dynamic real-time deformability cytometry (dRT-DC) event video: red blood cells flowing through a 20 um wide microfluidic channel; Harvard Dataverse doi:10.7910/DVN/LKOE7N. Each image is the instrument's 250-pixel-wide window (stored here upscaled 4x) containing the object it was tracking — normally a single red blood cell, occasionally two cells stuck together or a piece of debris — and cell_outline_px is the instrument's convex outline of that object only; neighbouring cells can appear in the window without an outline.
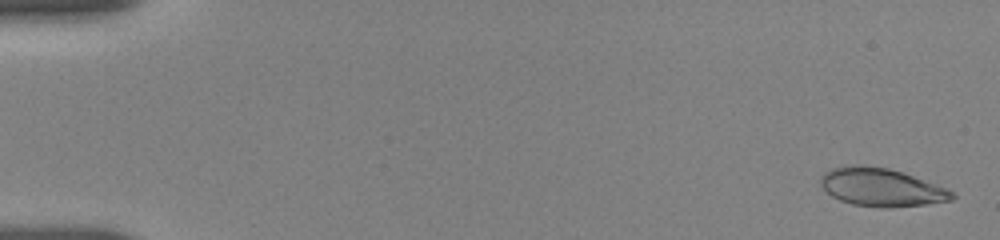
{"species": "human", "species_latin": "Homo sapiens", "temperature_condition": "room temperature", "stored_images_in_passage": 55, "camera_frame_rate_fps": 3000, "um_per_image_px": 0.085, "donor": {"sex": "female"}, "frame": {"image": 1, "passage_image": 2, "time_ms": 0.333, "image_size_px": [1000, 240], "cell_outline_px": [[956, 196], [952, 200], [924, 204], [888, 208], [880, 208], [852, 204], [840, 200], [832, 196], [820, 184], [820, 176], [824, 172], [832, 168], [888, 168], [912, 176], [944, 188], [952, 192]], "centroid_in_image_um": [74.91, 15.97], "position_along_channel_um": 10.1, "area_um2": 27.98}}
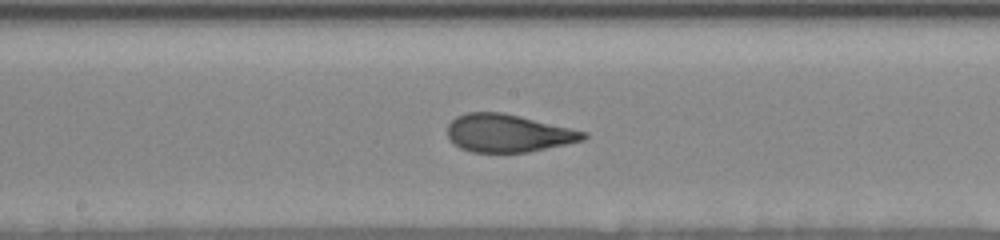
{"frame": {"image": 2, "passage_image": 30, "time_ms": 9.667, "image_size_px": [1000, 240], "cell_outline_px": [[588, 136], [584, 140], [528, 152], [472, 152], [460, 148], [448, 136], [448, 124], [456, 116], [468, 112], [504, 112], [588, 132]], "centroid_in_image_um": [43.2, 11.31], "position_along_channel_um": 205.0, "area_um2": 29.88}}
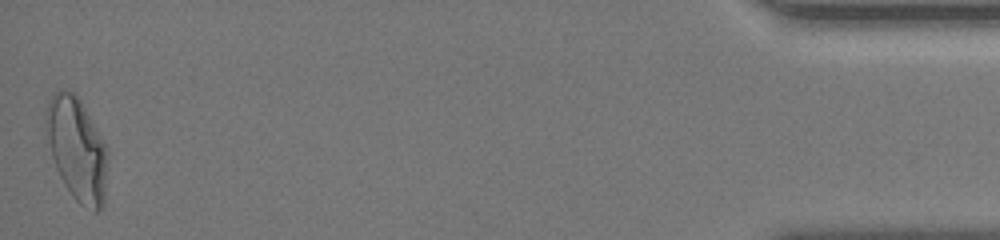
{"frame": {"image": 3, "passage_image": 55, "time_ms": 18.0, "image_size_px": [1000, 240], "cell_outline_px": [[104, 208], [96, 212], [92, 212], [80, 204], [72, 196], [64, 184], [56, 168], [52, 156], [44, 128], [44, 108], [52, 92], [60, 88], [64, 88], [72, 92], [80, 100], [104, 144]], "centroid_in_image_um": [6.44, 12.63], "position_along_channel_um": 428.8, "area_um2": 36.47}, "authors_computed_cell_mechanics": {"area_um2": 30.4028, "velocity_mm_per_s": 3.6811, "shape_relaxation_time_tau1_ms": 3.808, "shape_relaxation_time_tau2_ms": 0.9004, "deformation_change_tau1": 0.1704, "deformation_change_tau2": 0.0692}}